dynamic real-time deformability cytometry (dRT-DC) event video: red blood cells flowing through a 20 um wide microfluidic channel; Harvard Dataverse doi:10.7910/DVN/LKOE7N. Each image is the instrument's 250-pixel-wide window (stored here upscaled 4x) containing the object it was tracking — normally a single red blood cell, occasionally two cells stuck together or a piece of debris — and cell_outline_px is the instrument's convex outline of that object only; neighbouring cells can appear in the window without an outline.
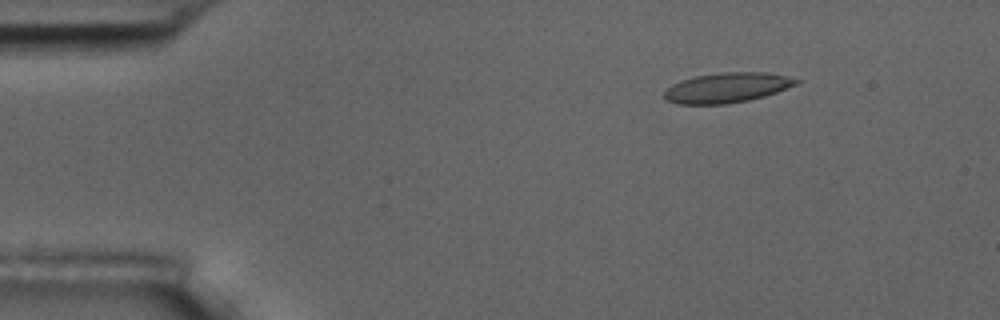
{"species": "common noctule bat (a hibernating species)", "species_latin": "Nyctalus noctula", "temperature_condition": "room temperature", "stored_images_in_passage": 5, "camera_frame_rate_fps": 3000, "um_per_image_px": 0.085, "animal": {"sex": "male", "body_mass_g": 17.5, "forearm_length_mm": 52.3}, "frame": {"image": 1, "passage_image": 3, "time_ms": 2.333, "image_size_px": [1000, 320], "cell_outline_px": [[800, 80], [796, 84], [776, 92], [764, 96], [748, 100], [724, 104], [676, 104], [668, 100], [664, 96], [664, 92], [672, 84], [680, 80], [696, 76], [724, 72], [764, 72], [784, 76]], "centroid_in_image_um": [61.75, 7.45], "position_along_channel_um": 23.2, "area_um2": 22.72}}